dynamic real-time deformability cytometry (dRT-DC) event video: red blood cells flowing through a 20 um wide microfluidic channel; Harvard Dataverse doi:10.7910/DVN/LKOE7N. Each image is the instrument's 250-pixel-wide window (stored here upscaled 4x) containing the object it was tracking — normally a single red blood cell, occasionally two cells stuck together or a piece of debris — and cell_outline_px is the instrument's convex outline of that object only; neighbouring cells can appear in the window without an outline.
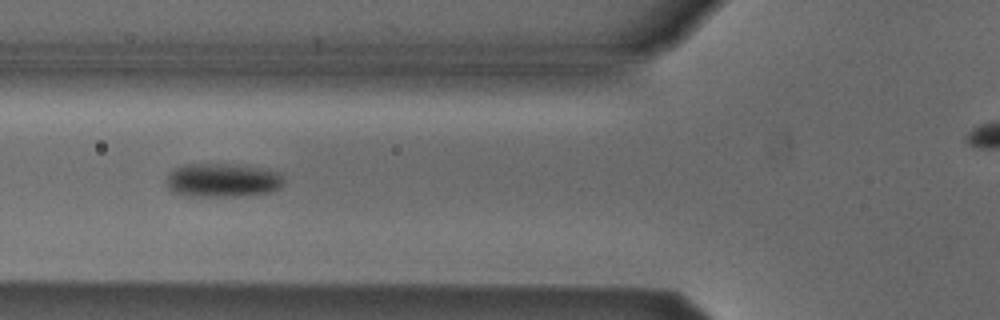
{"species": "Egyptian fruit bat (a non-hibernating species)", "species_latin": "Rousettus aegyptiacus", "temperature_condition": "cold", "stored_images_in_passage": 39, "camera_frame_rate_fps": 3000, "um_per_image_px": 0.085, "animal": {"sex": "male"}, "frame": {"image": 1, "passage_image": 12, "time_ms": 3.667, "image_size_px": [1000, 320], "cell_outline_px": [[284, 180], [280, 188], [268, 192], [240, 196], [192, 196], [172, 192], [168, 184], [168, 176], [176, 168], [188, 164], [228, 164], [276, 172]], "centroid_in_image_um": [18.89, 15.34], "position_along_channel_um": 106.9, "area_um2": 22.31}}
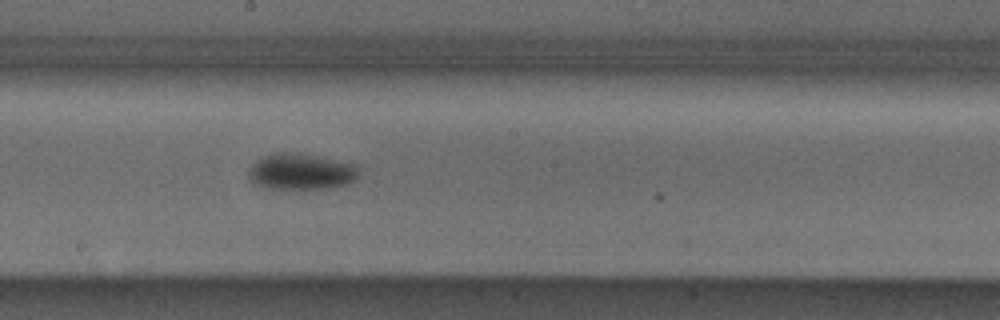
{"frame": {"image": 2, "passage_image": 21, "time_ms": 6.667, "image_size_px": [1000, 320], "cell_outline_px": [[360, 172], [348, 184], [328, 188], [264, 188], [256, 184], [248, 176], [248, 172], [252, 164], [256, 160], [272, 152], [300, 152], [320, 156], [356, 164]], "centroid_in_image_um": [25.58, 14.56], "position_along_channel_um": 222.6, "area_um2": 23.35}}
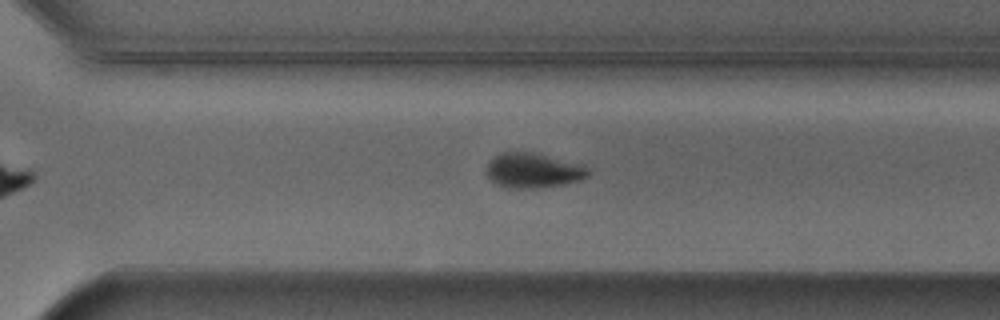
{"frame": {"image": 3, "passage_image": 29, "time_ms": 9.333, "image_size_px": [1000, 320], "cell_outline_px": [[588, 176], [580, 180], [564, 184], [536, 188], [508, 188], [496, 184], [484, 172], [488, 160], [500, 152], [532, 152], [584, 164], [588, 168]], "centroid_in_image_um": [45.29, 14.48], "position_along_channel_um": 325.3, "area_um2": 20.92}}